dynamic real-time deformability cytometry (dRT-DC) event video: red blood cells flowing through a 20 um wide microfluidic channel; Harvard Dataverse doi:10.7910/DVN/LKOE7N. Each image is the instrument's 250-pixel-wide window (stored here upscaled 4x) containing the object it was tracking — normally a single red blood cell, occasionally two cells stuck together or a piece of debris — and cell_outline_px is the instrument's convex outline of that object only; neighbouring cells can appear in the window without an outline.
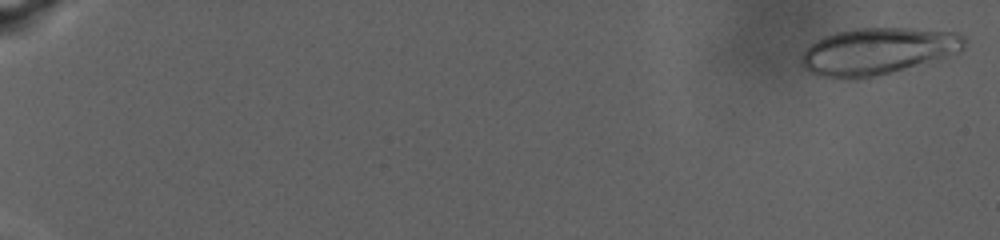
{"species": "human", "species_latin": "Homo sapiens", "temperature_condition": "warm", "stored_images_in_passage": 89, "camera_frame_rate_fps": 3000, "um_per_image_px": 0.085, "donor": {"sex": "male"}, "frame": {"image": 1, "passage_image": 2, "time_ms": 0.333, "image_size_px": [1000, 240], "cell_outline_px": [[964, 48], [956, 52], [944, 56], [904, 68], [856, 80], [816, 76], [808, 72], [800, 64], [800, 56], [804, 48], [816, 40], [824, 36], [836, 32], [856, 28], [908, 28], [956, 32], [964, 36]], "centroid_in_image_um": [74.47, 4.35], "position_along_channel_um": 10.5, "area_um2": 44.22}}
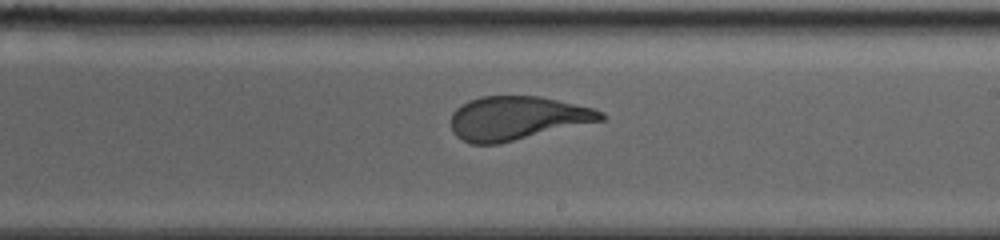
{"frame": {"image": 2, "passage_image": 58, "time_ms": 19.0, "image_size_px": [1000, 240], "cell_outline_px": [[608, 116], [604, 120], [500, 144], [472, 144], [456, 136], [452, 132], [452, 112], [456, 108], [468, 100], [480, 96], [540, 96], [592, 108], [604, 112]], "centroid_in_image_um": [43.96, 10.04], "position_along_channel_um": 245.0, "area_um2": 38.32}}
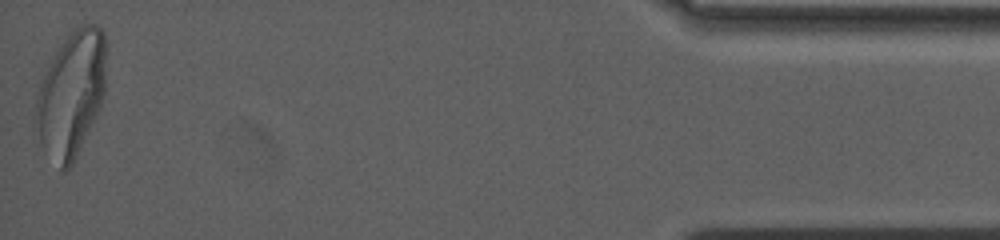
{"frame": {"image": 3, "passage_image": 89, "time_ms": 29.333, "image_size_px": [1000, 240], "cell_outline_px": [[104, 96], [100, 108], [72, 164], [64, 172], [60, 172], [44, 152], [40, 144], [36, 120], [36, 96], [40, 84], [56, 52], [72, 28], [80, 24], [96, 24], [104, 32]], "centroid_in_image_um": [6.05, 8.03], "position_along_channel_um": 429.2, "area_um2": 50.98}}